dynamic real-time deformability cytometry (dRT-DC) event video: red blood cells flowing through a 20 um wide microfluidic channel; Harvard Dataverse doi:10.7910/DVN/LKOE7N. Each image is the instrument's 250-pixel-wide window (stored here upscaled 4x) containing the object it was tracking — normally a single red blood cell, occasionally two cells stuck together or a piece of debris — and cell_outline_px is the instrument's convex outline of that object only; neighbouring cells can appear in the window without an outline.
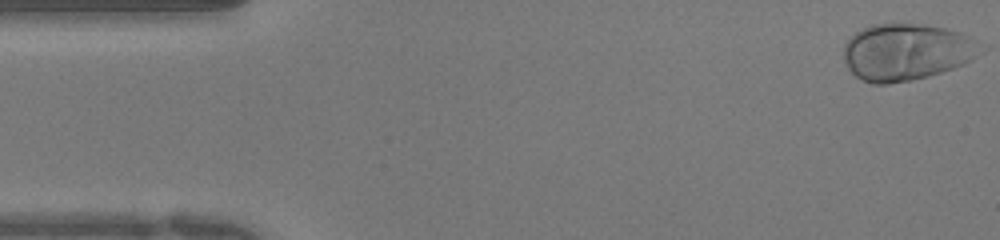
{"species": "human", "species_latin": "Homo sapiens", "temperature_condition": "warm", "stored_images_in_passage": 50, "camera_frame_rate_fps": 3000, "um_per_image_px": 0.085, "donor": {"sex": "female"}, "frame": {"image": 1, "passage_image": 1, "time_ms": 0.0, "image_size_px": [1000, 240], "cell_outline_px": [[972, 60], [964, 64], [928, 76], [912, 80], [888, 84], [872, 84], [856, 76], [848, 68], [844, 60], [844, 44], [856, 32], [872, 24], [924, 24], [944, 28], [960, 32], [964, 40]], "centroid_in_image_um": [76.8, 4.44], "position_along_channel_um": 8.2, "area_um2": 43.29}}
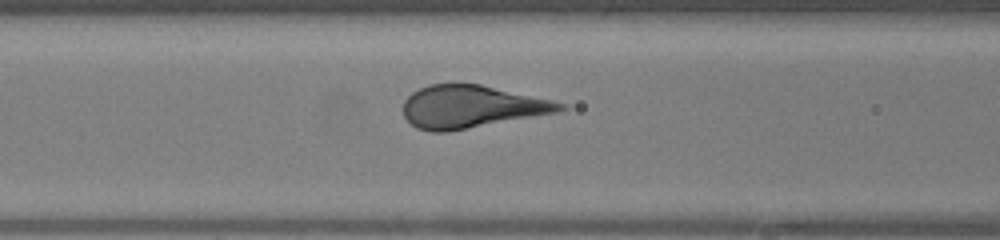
{"frame": {"image": 2, "passage_image": 19, "time_ms": 6.0, "image_size_px": [1000, 240], "cell_outline_px": [[568, 108], [556, 112], [448, 132], [432, 132], [416, 128], [404, 116], [404, 100], [412, 92], [428, 84], [480, 84], [552, 100], [568, 104]], "centroid_in_image_um": [40.05, 9.07], "position_along_channel_um": 126.5, "area_um2": 38.67}}
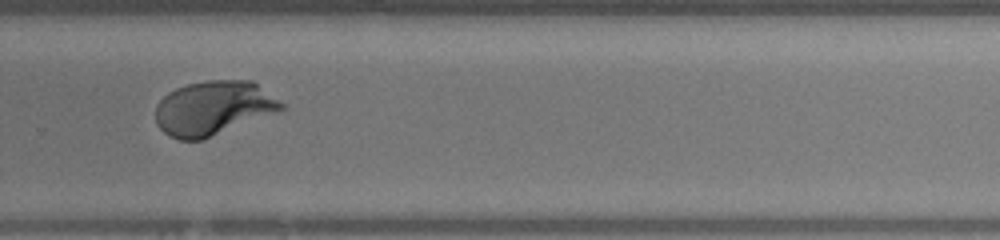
{"frame": {"image": 3, "passage_image": 33, "time_ms": 10.667, "image_size_px": [1000, 240], "cell_outline_px": [[284, 108], [204, 140], [180, 140], [168, 136], [156, 124], [156, 104], [168, 92], [176, 88], [188, 84], [208, 80], [252, 80], [284, 104]], "centroid_in_image_um": [18.08, 9.19], "position_along_channel_um": 311.7, "area_um2": 39.48}}